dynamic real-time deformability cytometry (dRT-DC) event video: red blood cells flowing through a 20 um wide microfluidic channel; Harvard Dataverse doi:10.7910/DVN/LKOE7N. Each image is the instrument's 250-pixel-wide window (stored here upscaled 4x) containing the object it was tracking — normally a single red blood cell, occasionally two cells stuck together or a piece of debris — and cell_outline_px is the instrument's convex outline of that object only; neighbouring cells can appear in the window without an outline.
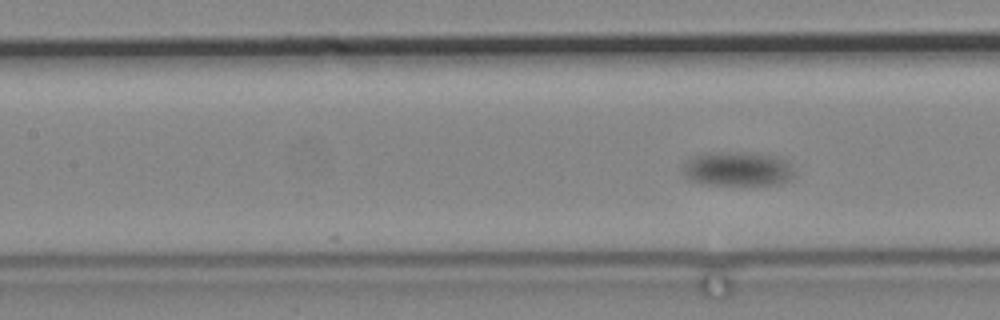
{"species": "common noctule bat (a hibernating species)", "species_latin": "Nyctalus noctula", "temperature_condition": "cold", "stored_images_in_passage": 56, "camera_frame_rate_fps": 3000, "um_per_image_px": 0.085, "animal": {"sex": "male", "body_mass_g": 19.2, "forearm_length_mm": 51.8}, "frame": {"image": 1, "passage_image": 56, "time_ms": 18.333, "image_size_px": [1000, 320], "cell_outline_px": [[796, 176], [780, 184], [704, 184], [692, 180], [684, 176], [684, 164], [688, 160], [696, 156], [712, 152], [740, 152], [776, 156], [784, 160], [788, 164]], "centroid_in_image_um": [62.7, 14.36], "position_along_channel_um": 144.7, "area_um2": 21.85}}